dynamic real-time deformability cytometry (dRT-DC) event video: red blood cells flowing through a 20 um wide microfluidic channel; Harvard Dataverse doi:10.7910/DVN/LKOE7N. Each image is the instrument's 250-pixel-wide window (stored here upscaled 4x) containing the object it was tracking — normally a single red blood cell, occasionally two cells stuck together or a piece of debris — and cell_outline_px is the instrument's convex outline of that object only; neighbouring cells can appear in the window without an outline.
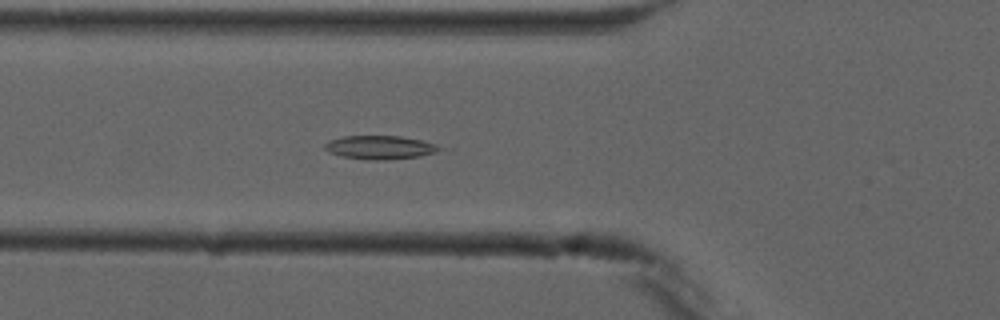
{"species": "common noctule bat (a hibernating species)", "species_latin": "Nyctalus noctula", "temperature_condition": "cold", "stored_images_in_passage": 5, "camera_frame_rate_fps": 3000, "um_per_image_px": 0.085, "animal": {"sex": "male", "forearm_length_mm": 52.5}, "frame": {"image": 1, "passage_image": 5, "time_ms": 4.667, "image_size_px": [1000, 320], "cell_outline_px": [[444, 148], [436, 152], [420, 156], [384, 160], [372, 160], [344, 156], [328, 152], [324, 148], [324, 144], [328, 140], [344, 136], [400, 136], [420, 140], [436, 144]], "centroid_in_image_um": [32.3, 12.52], "position_along_channel_um": 93.5, "area_um2": 15.66}}